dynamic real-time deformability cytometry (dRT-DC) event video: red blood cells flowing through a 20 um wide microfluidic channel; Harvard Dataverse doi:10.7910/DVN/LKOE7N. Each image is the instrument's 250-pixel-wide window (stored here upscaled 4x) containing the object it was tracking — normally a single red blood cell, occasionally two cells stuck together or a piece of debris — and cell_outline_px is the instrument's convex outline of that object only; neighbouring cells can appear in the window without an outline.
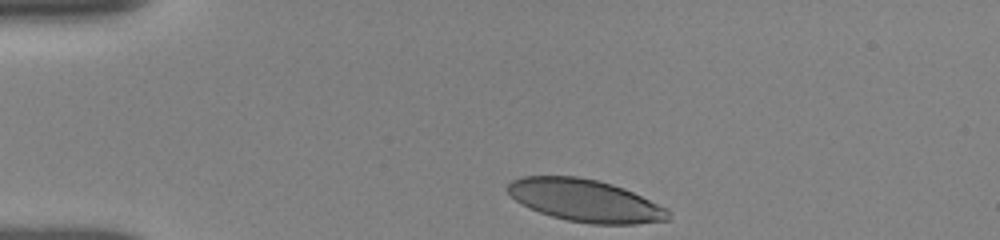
{"species": "human", "species_latin": "Homo sapiens", "temperature_condition": "room temperature", "stored_images_in_passage": 38, "camera_frame_rate_fps": 3000, "um_per_image_px": 0.085, "donor": {"sex": "female"}, "frame": {"image": 1, "passage_image": 1, "time_ms": 0.0, "image_size_px": [1000, 240], "cell_outline_px": [[668, 220], [636, 224], [592, 224], [568, 220], [552, 216], [528, 208], [516, 200], [504, 188], [512, 180], [524, 176], [576, 176], [596, 180], [612, 184], [624, 188], [668, 208]], "centroid_in_image_um": [49.73, 17.04], "position_along_channel_um": 35.3, "area_um2": 39.48}}
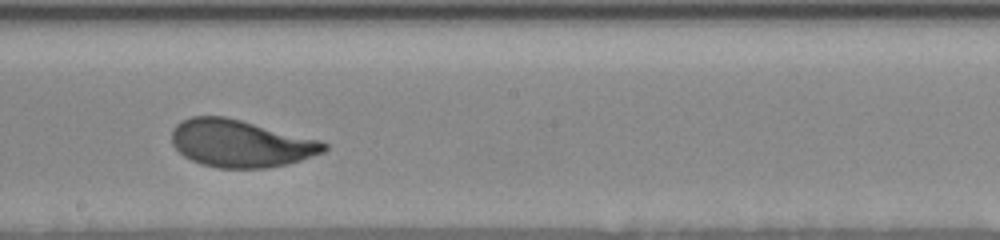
{"frame": {"image": 2, "passage_image": 21, "time_ms": 6.333, "image_size_px": [1000, 240], "cell_outline_px": [[328, 148], [324, 152], [288, 164], [268, 168], [216, 168], [192, 160], [184, 156], [172, 144], [172, 128], [176, 124], [192, 116], [224, 116], [320, 140], [328, 144]], "centroid_in_image_um": [20.45, 12.2], "position_along_channel_um": 227.8, "area_um2": 41.79}}
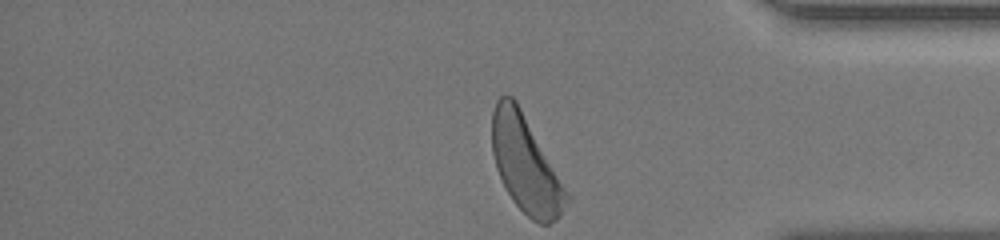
{"frame": {"image": 3, "passage_image": 37, "time_ms": 11.0, "image_size_px": [1000, 240], "cell_outline_px": [[572, 196], [560, 216], [556, 220], [548, 224], [540, 224], [532, 220], [512, 200], [496, 168], [492, 152], [492, 112], [496, 100], [500, 96], [512, 96], [516, 100]], "centroid_in_image_um": [44.71, 13.98], "position_along_channel_um": 390.5, "area_um2": 42.08}, "authors_computed_cell_mechanics": {"area_um2": 41.7316, "velocity_mm_per_s": 3.801, "shape_relaxation_time_tau1_ms": 2.4228, "shape_relaxation_time_tau2_ms": 1.2078, "deformation_change_tau1": 0.1408, "deformation_change_tau2": 0.0757}}